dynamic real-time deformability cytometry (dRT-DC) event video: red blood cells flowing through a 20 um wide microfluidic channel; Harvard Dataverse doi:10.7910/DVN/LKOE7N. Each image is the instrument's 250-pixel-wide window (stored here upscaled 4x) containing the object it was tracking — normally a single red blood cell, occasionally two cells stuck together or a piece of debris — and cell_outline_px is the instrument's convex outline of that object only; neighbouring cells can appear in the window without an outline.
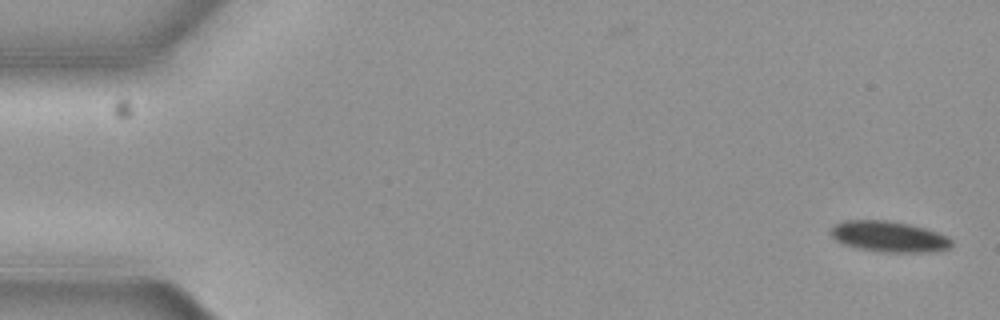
{"species": "common noctule bat (a hibernating species)", "species_latin": "Nyctalus noctula", "temperature_condition": "cold", "stored_images_in_passage": 5, "camera_frame_rate_fps": 3000, "um_per_image_px": 0.085, "animal": {"sex": "female", "body_mass_g": 19.3, "forearm_length_mm": 54.1}, "frame": {"image": 1, "passage_image": 1, "time_ms": 0.0, "image_size_px": [1000, 320], "cell_outline_px": [[952, 244], [948, 248], [932, 252], [880, 252], [856, 248], [844, 244], [836, 240], [832, 236], [832, 228], [836, 224], [844, 220], [888, 220], [908, 224], [924, 228], [948, 236], [952, 240]], "centroid_in_image_um": [75.57, 20.11], "position_along_channel_um": 9.4, "area_um2": 21.62}}
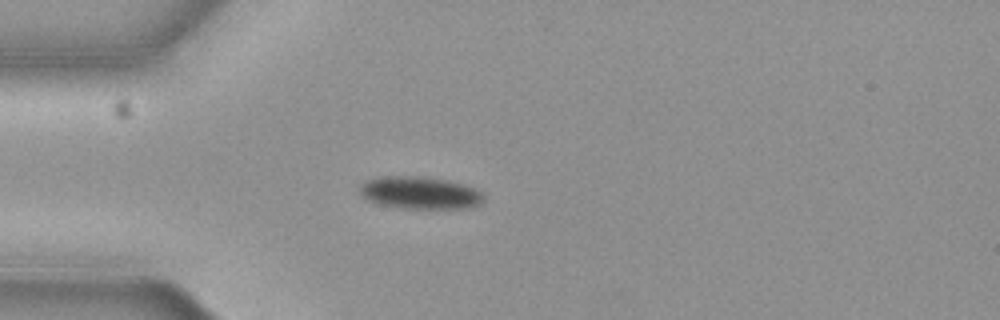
{"frame": {"image": 2, "passage_image": 5, "time_ms": 1.333, "image_size_px": [1000, 320], "cell_outline_px": [[484, 200], [480, 204], [472, 208], [400, 208], [376, 204], [368, 200], [360, 192], [360, 188], [368, 180], [392, 176], [420, 176], [444, 180], [476, 188], [484, 196]], "centroid_in_image_um": [35.74, 16.41], "position_along_channel_um": 49.3, "area_um2": 23.06}}